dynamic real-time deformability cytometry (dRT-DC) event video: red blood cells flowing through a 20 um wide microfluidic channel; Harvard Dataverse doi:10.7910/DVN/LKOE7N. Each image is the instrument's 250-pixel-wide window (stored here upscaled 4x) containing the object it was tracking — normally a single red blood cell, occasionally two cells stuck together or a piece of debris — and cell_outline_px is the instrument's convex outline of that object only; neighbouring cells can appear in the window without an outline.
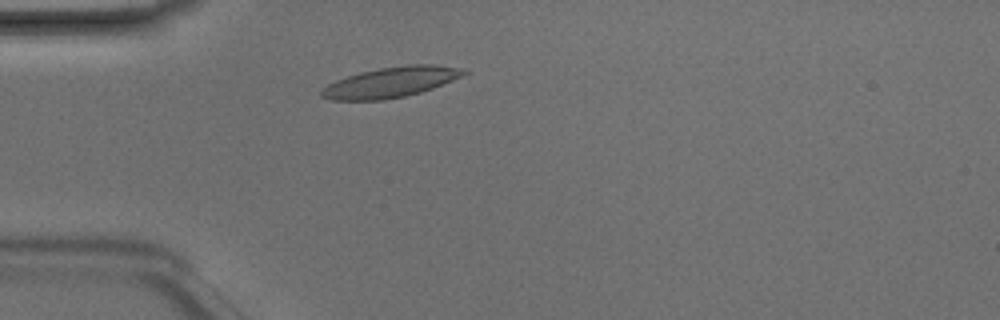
{"species": "Egyptian fruit bat (a non-hibernating species)", "species_latin": "Rousettus aegyptiacus", "temperature_condition": "room temperature", "stored_images_in_passage": 36, "camera_frame_rate_fps": 3000, "um_per_image_px": 0.085, "animal": {"sex": "male"}, "frame": {"image": 1, "passage_image": 1, "time_ms": 0.0, "image_size_px": [1000, 320], "cell_outline_px": [[468, 72], [464, 76], [432, 88], [420, 92], [404, 96], [384, 100], [332, 100], [320, 96], [320, 92], [328, 84], [336, 80], [360, 72], [380, 68], [408, 64], [432, 64], [468, 68]], "centroid_in_image_um": [33.27, 6.97], "position_along_channel_um": 51.7, "area_um2": 25.26}}
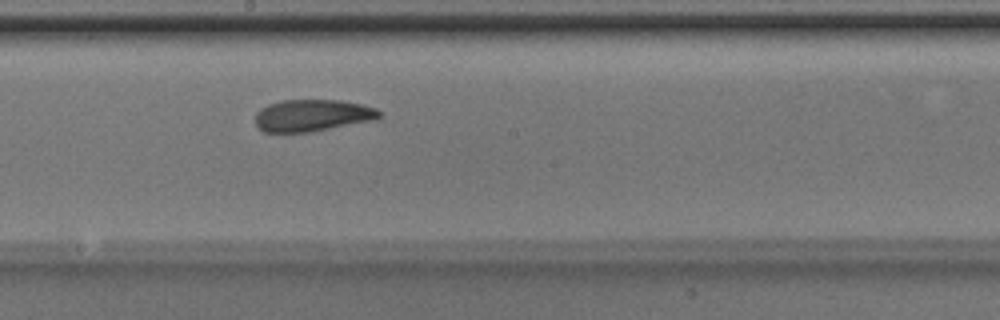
{"frame": {"image": 2, "passage_image": 14, "time_ms": 4.333, "image_size_px": [1000, 320], "cell_outline_px": [[384, 112], [376, 120], [308, 132], [264, 132], [256, 124], [256, 112], [260, 108], [268, 104], [280, 100], [340, 100], [360, 104], [376, 108]], "centroid_in_image_um": [26.57, 9.8], "position_along_channel_um": 221.6, "area_um2": 23.12}}
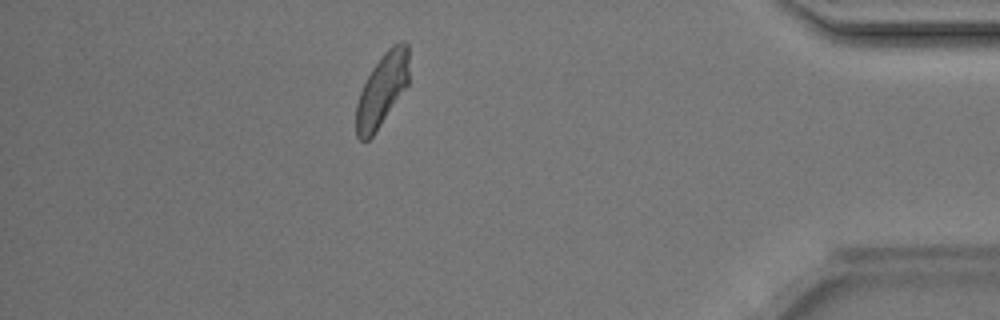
{"frame": {"image": 3, "passage_image": 30, "time_ms": 9.667, "image_size_px": [1000, 320], "cell_outline_px": [[408, 84], [372, 136], [368, 140], [360, 140], [356, 136], [356, 104], [360, 92], [372, 68], [384, 52], [392, 44], [400, 40], [404, 40], [408, 44]], "centroid_in_image_um": [32.47, 7.59], "position_along_channel_um": 402.7, "area_um2": 22.14}, "authors_computed_cell_mechanics": {"area_um2": 23.0333, "velocity_mm_per_s": 4.1757, "shape_relaxation_time_tau1_ms": 4.1492, "shape_relaxation_time_tau2_ms": 3.0657, "deformation_change_tau1": 0.1424, "deformation_change_tau2": 0.0775}}